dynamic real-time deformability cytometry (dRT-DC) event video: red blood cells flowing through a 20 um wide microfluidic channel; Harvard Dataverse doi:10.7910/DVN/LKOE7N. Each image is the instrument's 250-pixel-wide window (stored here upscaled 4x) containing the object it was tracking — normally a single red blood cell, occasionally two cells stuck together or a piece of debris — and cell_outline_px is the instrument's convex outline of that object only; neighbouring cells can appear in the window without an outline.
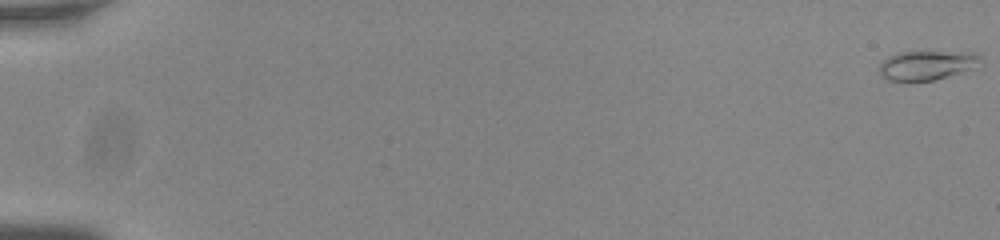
{"species": "common noctule bat (a hibernating species)", "species_latin": "Nyctalus noctula", "temperature_condition": "room temperature", "stored_images_in_passage": 57, "camera_frame_rate_fps": 3000, "um_per_image_px": 0.085, "animal": {"sex": "male", "body_mass_g": 20.0, "forearm_length_mm": 53.3}, "frame": {"image": 1, "passage_image": 1, "time_ms": 0.0, "image_size_px": [1000, 240], "cell_outline_px": [[980, 60], [968, 68], [960, 72], [936, 80], [912, 84], [908, 84], [888, 80], [880, 72], [880, 64], [888, 56], [900, 52], [924, 48], [976, 52], [980, 56]], "centroid_in_image_um": [78.72, 5.51], "position_along_channel_um": 6.3, "area_um2": 18.5}}
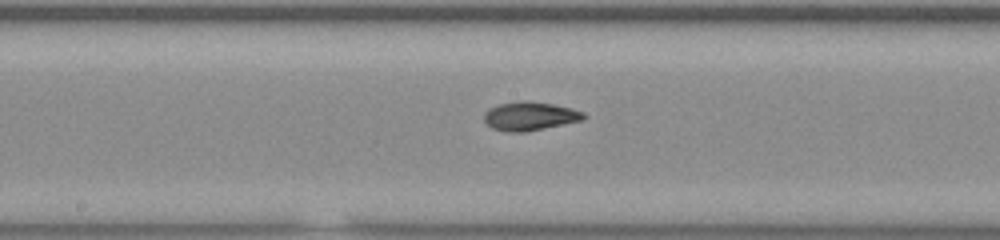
{"frame": {"image": 2, "passage_image": 32, "time_ms": 10.333, "image_size_px": [1000, 240], "cell_outline_px": [[588, 116], [584, 120], [524, 132], [508, 132], [492, 128], [484, 120], [484, 112], [488, 108], [500, 104], [520, 100], [528, 100], [552, 104], [572, 108], [584, 112]], "centroid_in_image_um": [45.05, 9.86], "position_along_channel_um": 203.1, "area_um2": 16.76}}
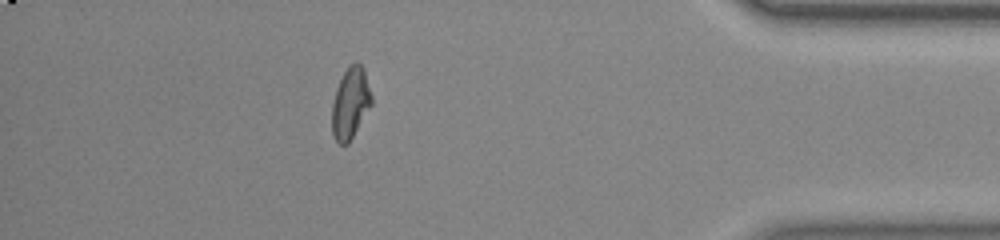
{"frame": {"image": 3, "passage_image": 51, "time_ms": 16.667, "image_size_px": [1000, 240], "cell_outline_px": [[372, 104], [348, 144], [340, 144], [336, 140], [332, 132], [332, 104], [336, 88], [348, 64], [356, 60], [364, 68], [372, 96]], "centroid_in_image_um": [29.79, 8.72], "position_along_channel_um": 405.4, "area_um2": 16.47}, "authors_computed_cell_mechanics": {"area_um2": 16.5886, "velocity_mm_per_s": 3.7723, "shape_relaxation_time_tau1_ms": 7.8166, "shape_relaxation_time_tau2_ms": 1.9811, "deformation_change_tau1": 0.2013, "deformation_change_tau2": 0.0733}}